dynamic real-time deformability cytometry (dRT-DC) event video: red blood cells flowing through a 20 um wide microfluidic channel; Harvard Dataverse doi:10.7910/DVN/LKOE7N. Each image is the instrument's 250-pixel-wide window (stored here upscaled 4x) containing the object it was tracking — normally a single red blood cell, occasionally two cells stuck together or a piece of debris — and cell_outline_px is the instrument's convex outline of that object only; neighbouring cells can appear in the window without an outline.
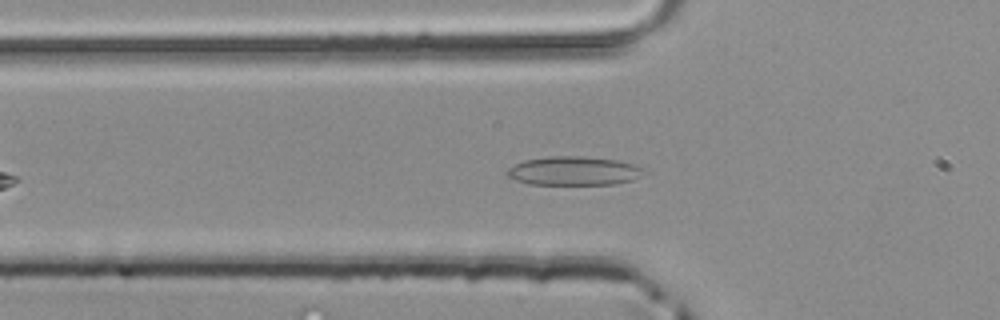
{"species": "common noctule bat (a hibernating species)", "species_latin": "Nyctalus noctula", "temperature_condition": "room temperature", "stored_images_in_passage": 31, "camera_frame_rate_fps": 3000, "um_per_image_px": 0.085, "animal": {"sex": "male", "body_mass_g": 20.4}, "frame": {"image": 1, "passage_image": 8, "time_ms": 2.333, "image_size_px": [1000, 320], "cell_outline_px": [[648, 172], [632, 180], [616, 184], [528, 184], [516, 180], [508, 176], [504, 172], [508, 168], [524, 160], [548, 156], [580, 156], [616, 160], [632, 164]], "centroid_in_image_um": [48.74, 14.53], "position_along_channel_um": 77.1, "area_um2": 22.89}}
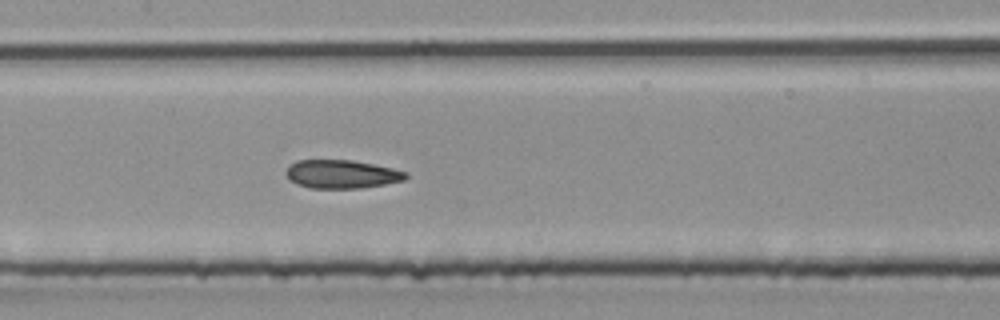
{"frame": {"image": 2, "passage_image": 15, "time_ms": 4.667, "image_size_px": [1000, 320], "cell_outline_px": [[408, 176], [404, 180], [384, 184], [360, 188], [308, 188], [296, 184], [288, 180], [284, 172], [288, 164], [296, 160], [352, 160], [392, 168], [408, 172]], "centroid_in_image_um": [28.97, 14.8], "position_along_channel_um": 178.4, "area_um2": 20.06}}
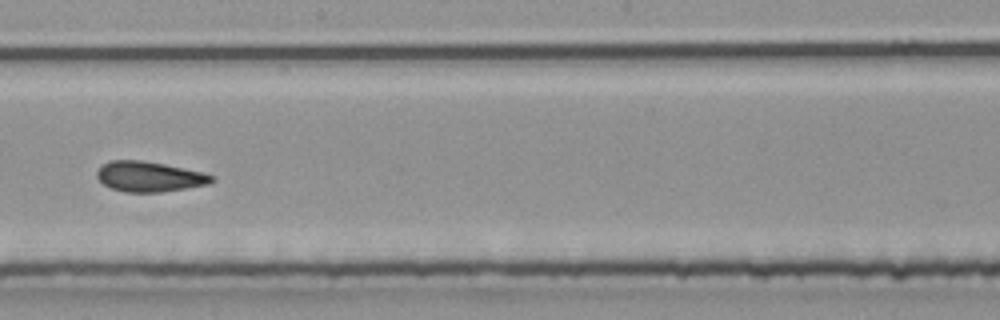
{"frame": {"image": 3, "passage_image": 19, "time_ms": 6.0, "image_size_px": [1000, 320], "cell_outline_px": [[216, 180], [208, 184], [160, 192], [124, 192], [112, 188], [104, 184], [96, 176], [96, 172], [100, 164], [112, 160], [140, 160], [164, 164], [204, 172], [212, 176]], "centroid_in_image_um": [12.66, 15.0], "position_along_channel_um": 235.5, "area_um2": 20.17}}